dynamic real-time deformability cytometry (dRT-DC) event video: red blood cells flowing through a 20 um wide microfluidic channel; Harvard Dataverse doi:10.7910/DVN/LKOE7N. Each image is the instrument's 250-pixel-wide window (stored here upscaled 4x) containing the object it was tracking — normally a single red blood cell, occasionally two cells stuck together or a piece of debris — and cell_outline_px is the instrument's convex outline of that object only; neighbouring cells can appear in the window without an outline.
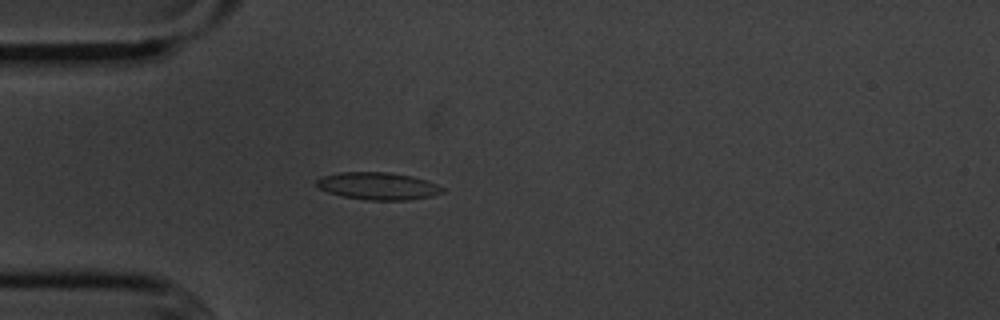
{"species": "common noctule bat (a hibernating species)", "species_latin": "Nyctalus noctula", "temperature_condition": "cold", "stored_images_in_passage": 55, "camera_frame_rate_fps": 3000, "um_per_image_px": 0.085, "animal": {"sex": "male", "body_mass_g": 20.1, "forearm_length_mm": 53.5}, "frame": {"image": 1, "passage_image": 15, "time_ms": 4.667, "image_size_px": [1000, 320], "cell_outline_px": [[444, 192], [432, 196], [404, 200], [368, 200], [344, 196], [328, 192], [320, 188], [316, 184], [316, 180], [320, 176], [340, 172], [388, 172], [412, 176], [436, 184], [444, 188]], "centroid_in_image_um": [32.11, 15.8], "position_along_channel_um": 52.9, "area_um2": 19.94}}
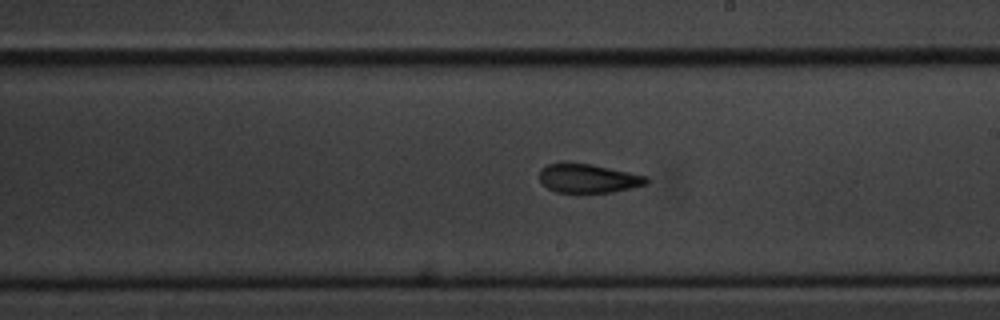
{"frame": {"image": 2, "passage_image": 31, "time_ms": 10.0, "image_size_px": [1000, 320], "cell_outline_px": [[648, 184], [632, 188], [612, 192], [580, 196], [556, 192], [548, 188], [540, 180], [540, 168], [548, 164], [592, 164], [648, 176]], "centroid_in_image_um": [50.02, 15.23], "position_along_channel_um": 239.0, "area_um2": 18.55}}
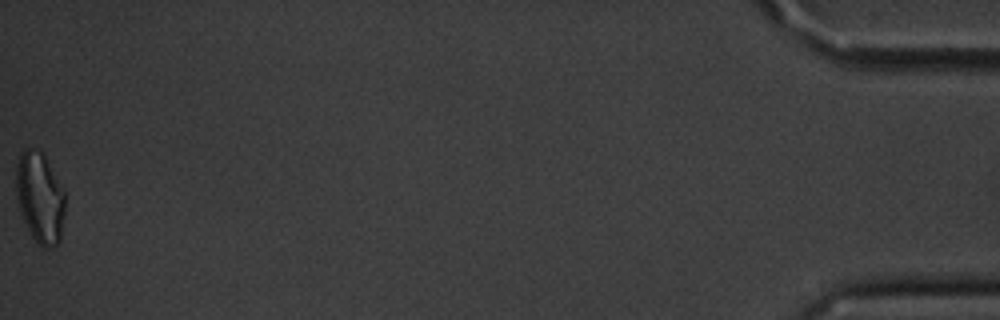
{"frame": {"image": 3, "passage_image": 55, "time_ms": 18.0, "image_size_px": [1000, 320], "cell_outline_px": [[64, 212], [60, 244], [56, 248], [44, 248], [32, 236], [20, 212], [16, 196], [16, 164], [20, 152], [24, 148], [40, 148], [44, 152], [64, 192]], "centroid_in_image_um": [3.39, 16.76], "position_along_channel_um": 431.8, "area_um2": 26.3}, "authors_computed_cell_mechanics": {"area_um2": 18.8428, "velocity_mm_per_s": 3.6251, "shape_relaxation_time_tau1_ms": 4.4622, "shape_relaxation_time_tau2_ms": 3.1596, "deformation_change_tau1": 0.1324, "deformation_change_tau2": 0.0977}}